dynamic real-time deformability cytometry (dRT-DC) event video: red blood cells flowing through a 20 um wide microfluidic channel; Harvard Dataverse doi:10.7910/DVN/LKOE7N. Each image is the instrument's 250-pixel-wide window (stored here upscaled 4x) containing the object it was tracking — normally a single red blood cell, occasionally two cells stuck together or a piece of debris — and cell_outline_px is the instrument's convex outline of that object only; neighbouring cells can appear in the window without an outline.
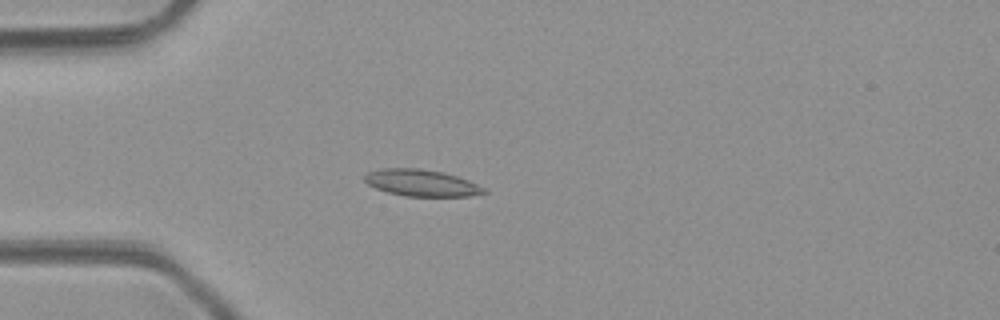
{"species": "common noctule bat (a hibernating species)", "species_latin": "Nyctalus noctula", "temperature_condition": "room temperature", "stored_images_in_passage": 4, "camera_frame_rate_fps": 3000, "um_per_image_px": 0.085, "animal": {"sex": "male", "body_mass_g": 23.1, "forearm_length_mm": 52.7}, "frame": {"image": 1, "passage_image": 3, "time_ms": 2.333, "image_size_px": [1000, 320], "cell_outline_px": [[488, 192], [468, 196], [404, 196], [388, 192], [376, 188], [368, 184], [364, 180], [364, 176], [368, 172], [384, 168], [420, 168], [444, 172], [468, 180], [484, 188]], "centroid_in_image_um": [35.81, 15.54], "position_along_channel_um": 49.2, "area_um2": 18.44}}